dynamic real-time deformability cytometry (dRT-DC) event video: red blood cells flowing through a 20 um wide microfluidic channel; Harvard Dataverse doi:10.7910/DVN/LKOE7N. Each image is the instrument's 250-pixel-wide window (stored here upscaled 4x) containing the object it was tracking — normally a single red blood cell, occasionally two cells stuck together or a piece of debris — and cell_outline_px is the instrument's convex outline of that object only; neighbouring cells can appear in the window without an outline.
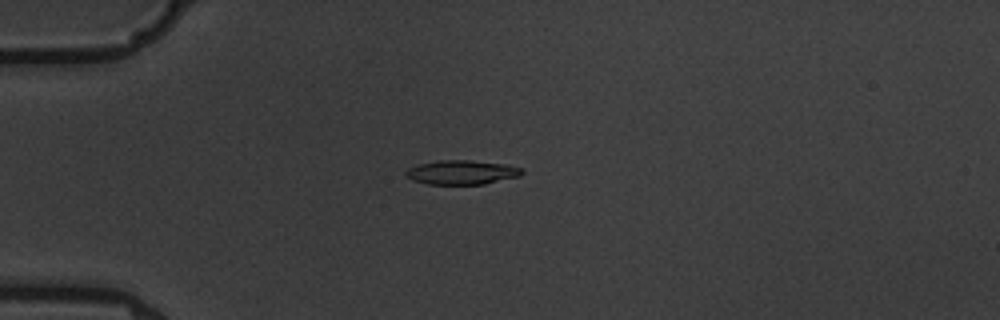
{"species": "common noctule bat (a hibernating species)", "species_latin": "Nyctalus noctula", "temperature_condition": "warm", "stored_images_in_passage": 8, "camera_frame_rate_fps": 3000, "um_per_image_px": 0.085, "animal": {"sex": "male", "body_mass_g": 19.5, "forearm_length_mm": 54.6}, "frame": {"image": 1, "passage_image": 4, "time_ms": 3.333, "image_size_px": [1000, 320], "cell_outline_px": [[524, 172], [520, 176], [484, 184], [428, 184], [412, 180], [404, 176], [404, 172], [408, 168], [416, 164], [440, 160], [468, 160], [504, 164], [520, 168]], "centroid_in_image_um": [39.19, 14.65], "position_along_channel_um": 45.8, "area_um2": 16.42}}
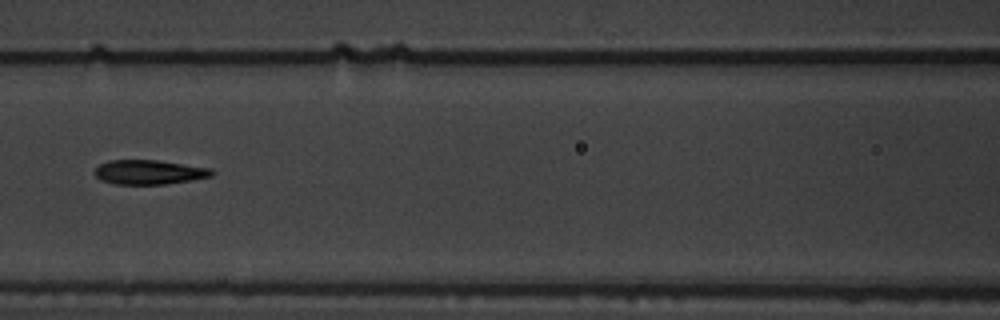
{"frame": {"image": 2, "passage_image": 7, "time_ms": 7.0, "image_size_px": [1000, 320], "cell_outline_px": [[216, 172], [212, 176], [164, 184], [112, 184], [100, 180], [92, 172], [100, 164], [108, 160], [156, 160], [212, 168]], "centroid_in_image_um": [12.64, 14.63], "position_along_channel_um": 154.0, "area_um2": 16.7}}
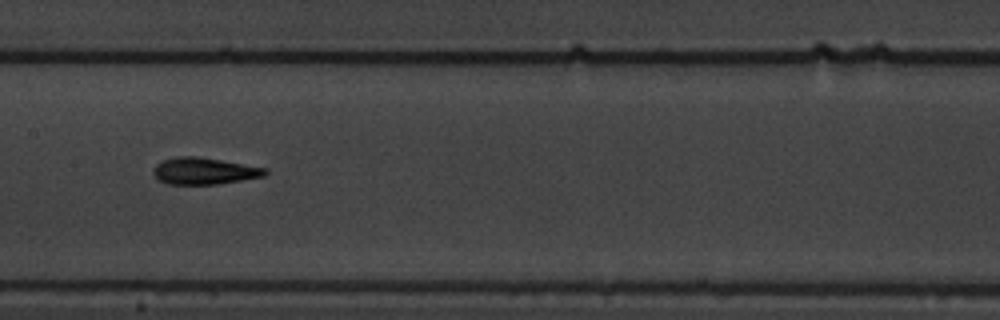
{"frame": {"image": 3, "passage_image": 8, "time_ms": 8.0, "image_size_px": [1000, 320], "cell_outline_px": [[268, 172], [264, 176], [216, 184], [168, 184], [160, 180], [152, 172], [156, 164], [164, 160], [176, 156], [196, 156], [268, 168]], "centroid_in_image_um": [17.36, 14.53], "position_along_channel_um": 190.0, "area_um2": 17.22}}